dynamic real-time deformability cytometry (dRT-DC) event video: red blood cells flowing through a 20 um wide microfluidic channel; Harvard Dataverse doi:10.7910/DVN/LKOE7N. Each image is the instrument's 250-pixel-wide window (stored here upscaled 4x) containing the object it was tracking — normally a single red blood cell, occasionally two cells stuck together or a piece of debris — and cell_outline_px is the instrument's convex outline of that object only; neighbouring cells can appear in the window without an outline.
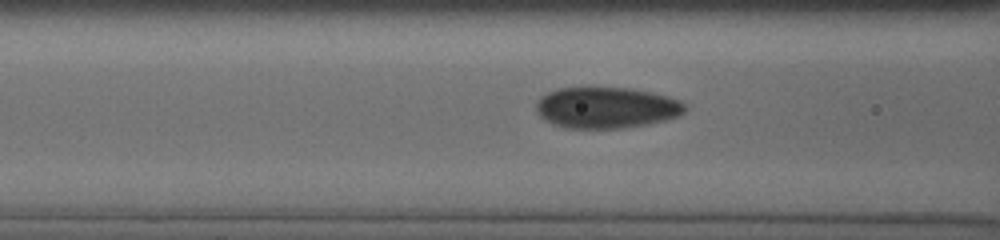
{"species": "human", "species_latin": "Homo sapiens", "temperature_condition": "cold", "stored_images_in_passage": 10, "segment_of_instrument_passage": [1, 2], "camera_frame_rate_fps": 3000, "um_per_image_px": 0.085, "donor": {"sex": "male"}, "frame": {"image": 1, "passage_image": 5, "time_ms": 2.333, "image_size_px": [1000, 240], "cell_outline_px": [[684, 112], [680, 116], [648, 124], [624, 128], [564, 128], [552, 124], [544, 120], [536, 112], [536, 104], [548, 92], [560, 88], [624, 88], [648, 92], [664, 96], [676, 100], [684, 104]], "centroid_in_image_um": [51.5, 9.18], "position_along_channel_um": 115.1, "area_um2": 35.2}}
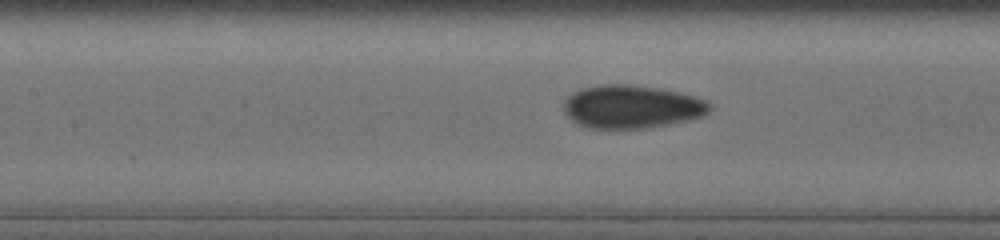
{"frame": {"image": 2, "passage_image": 7, "time_ms": 3.333, "image_size_px": [1000, 240], "cell_outline_px": [[712, 108], [704, 116], [688, 120], [644, 128], [588, 128], [576, 124], [564, 112], [564, 100], [572, 92], [584, 88], [604, 84], [628, 84], [660, 88], [680, 92], [696, 96], [712, 104]], "centroid_in_image_um": [53.7, 9.06], "position_along_channel_um": 153.7, "area_um2": 36.82}}